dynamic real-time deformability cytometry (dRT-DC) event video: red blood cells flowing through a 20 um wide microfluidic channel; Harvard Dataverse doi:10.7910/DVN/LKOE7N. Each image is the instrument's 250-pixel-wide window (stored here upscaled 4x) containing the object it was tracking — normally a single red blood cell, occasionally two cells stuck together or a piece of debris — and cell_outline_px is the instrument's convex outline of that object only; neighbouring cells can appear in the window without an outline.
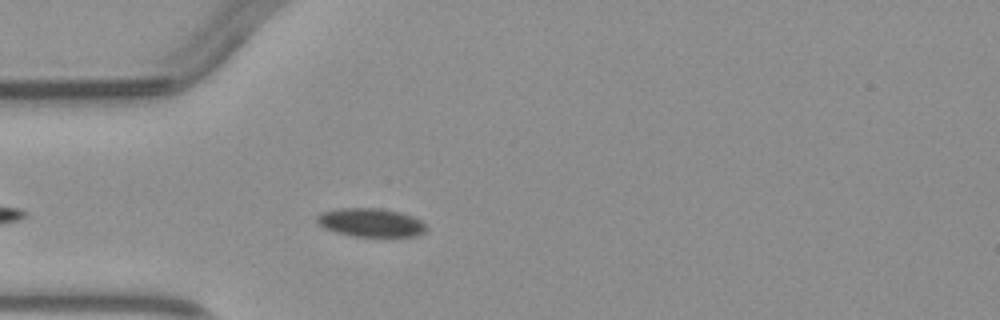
{"species": "common noctule bat (a hibernating species)", "species_latin": "Nyctalus noctula", "temperature_condition": "warm", "stored_images_in_passage": 4, "camera_frame_rate_fps": 3000, "um_per_image_px": 0.085, "animal": {"sex": "male", "body_mass_g": 23.1, "forearm_length_mm": 52.7}, "frame": {"image": 1, "passage_image": 4, "time_ms": 3.333, "image_size_px": [1000, 320], "cell_outline_px": [[428, 228], [424, 232], [416, 236], [352, 236], [336, 232], [324, 228], [316, 220], [316, 216], [320, 212], [340, 208], [380, 208], [400, 212], [412, 216], [420, 220]], "centroid_in_image_um": [31.5, 18.91], "position_along_channel_um": 53.5, "area_um2": 18.15}}